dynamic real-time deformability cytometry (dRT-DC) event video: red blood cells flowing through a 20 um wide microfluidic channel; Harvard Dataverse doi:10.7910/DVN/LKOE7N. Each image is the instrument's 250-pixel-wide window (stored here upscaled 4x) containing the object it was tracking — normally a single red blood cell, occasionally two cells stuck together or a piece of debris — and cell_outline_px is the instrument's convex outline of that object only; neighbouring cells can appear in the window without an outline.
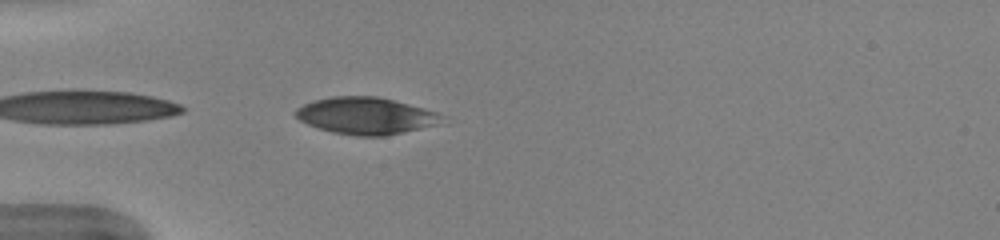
{"species": "human", "species_latin": "Homo sapiens", "temperature_condition": "warm", "stored_images_in_passage": 18, "camera_frame_rate_fps": 3000, "um_per_image_px": 0.085, "donor": {"sex": "female"}, "frame": {"image": 1, "passage_image": 1, "time_ms": 0.0, "image_size_px": [1000, 240], "cell_outline_px": [[440, 116], [432, 124], [384, 136], [356, 136], [332, 132], [308, 124], [300, 120], [292, 112], [296, 108], [304, 104], [316, 100], [332, 96], [376, 96], [424, 108], [436, 112]], "centroid_in_image_um": [30.95, 9.82], "position_along_channel_um": 54.1, "area_um2": 30.52}}
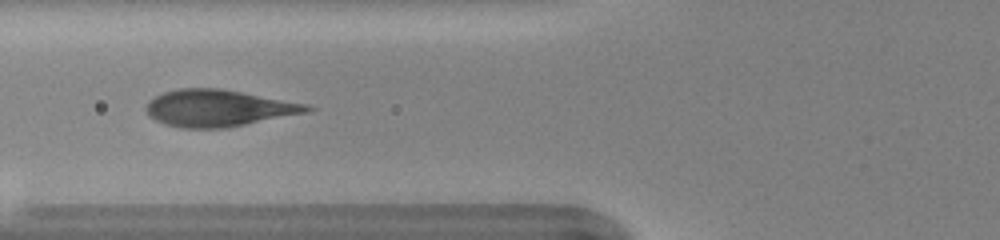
{"frame": {"image": 2, "passage_image": 6, "time_ms": 1.667, "image_size_px": [1000, 240], "cell_outline_px": [[316, 108], [308, 112], [228, 128], [184, 128], [164, 124], [148, 116], [144, 108], [148, 100], [164, 92], [180, 88], [220, 88], [308, 104]], "centroid_in_image_um": [18.55, 9.19], "position_along_channel_um": 107.3, "area_um2": 34.62}}